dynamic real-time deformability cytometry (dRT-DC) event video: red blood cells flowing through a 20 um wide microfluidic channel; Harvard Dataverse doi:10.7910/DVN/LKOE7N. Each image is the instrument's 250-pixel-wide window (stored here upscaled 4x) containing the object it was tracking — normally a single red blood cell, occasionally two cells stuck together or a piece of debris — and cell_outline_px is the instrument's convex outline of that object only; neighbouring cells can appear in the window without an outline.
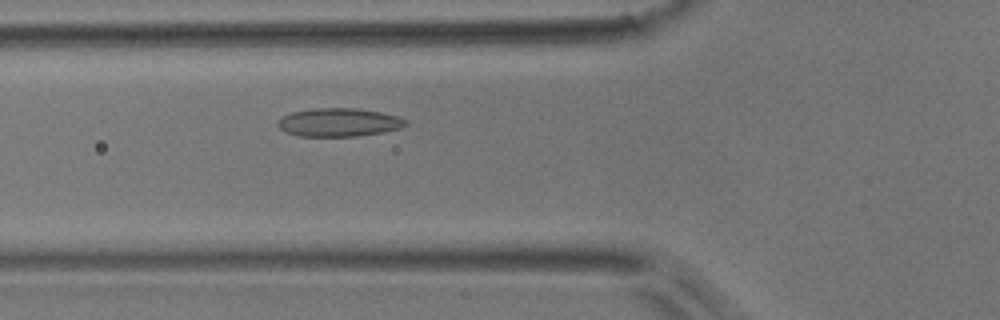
{"species": "common noctule bat (a hibernating species)", "species_latin": "Nyctalus noctula", "temperature_condition": "room temperature", "stored_images_in_passage": 43, "camera_frame_rate_fps": 3000, "um_per_image_px": 0.085, "animal": {"sex": "male", "body_mass_g": 17.9}, "frame": {"image": 1, "passage_image": 10, "time_ms": 3.0, "image_size_px": [1000, 320], "cell_outline_px": [[408, 124], [404, 128], [384, 132], [360, 136], [300, 136], [284, 132], [276, 124], [284, 116], [292, 112], [312, 108], [356, 108], [380, 112], [396, 116], [408, 120]], "centroid_in_image_um": [28.85, 10.4], "position_along_channel_um": 97.0, "area_um2": 21.27}}
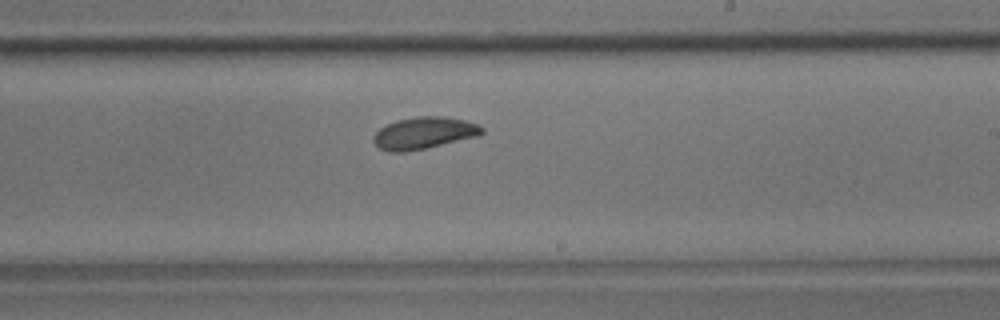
{"frame": {"image": 2, "passage_image": 22, "time_ms": 7.0, "image_size_px": [1000, 320], "cell_outline_px": [[484, 132], [480, 136], [424, 148], [404, 152], [388, 152], [380, 148], [372, 140], [372, 136], [380, 128], [396, 120], [416, 116], [444, 116], [464, 120], [476, 124], [484, 128]], "centroid_in_image_um": [36.03, 11.3], "position_along_channel_um": 253.0, "area_um2": 20.17}}
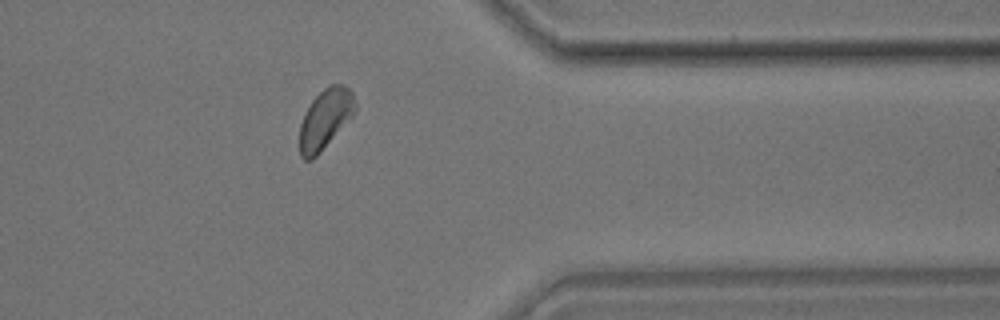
{"frame": {"image": 3, "passage_image": 33, "time_ms": 10.667, "image_size_px": [1000, 320], "cell_outline_px": [[356, 112], [316, 156], [312, 160], [304, 160], [300, 156], [300, 124], [304, 112], [312, 100], [328, 84], [344, 84], [352, 92], [356, 104]], "centroid_in_image_um": [27.64, 10.09], "position_along_channel_um": 383.8, "area_um2": 19.31}, "authors_computed_cell_mechanics": {"area_um2": 19.8832, "velocity_mm_per_s": 3.899, "shape_relaxation_time_tau1_ms": 4.5796, "shape_relaxation_time_tau2_ms": 2.7342, "deformation_change_tau1": 0.1128, "deformation_change_tau2": 0.0549}}